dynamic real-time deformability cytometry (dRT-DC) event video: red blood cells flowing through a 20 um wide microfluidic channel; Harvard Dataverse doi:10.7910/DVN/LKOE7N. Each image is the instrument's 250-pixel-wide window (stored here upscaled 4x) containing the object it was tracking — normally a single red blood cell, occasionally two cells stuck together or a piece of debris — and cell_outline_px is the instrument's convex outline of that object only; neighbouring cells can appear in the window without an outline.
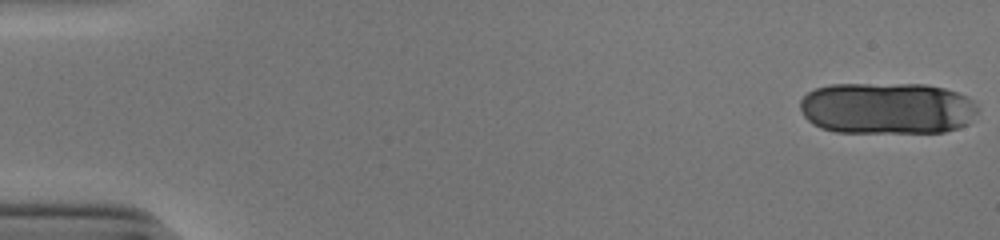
{"species": "human", "species_latin": "Homo sapiens", "temperature_condition": "cold", "stored_images_in_passage": 17, "camera_frame_rate_fps": 3000, "um_per_image_px": 0.085, "donor": {"sex": "male"}, "frame": {"image": 1, "passage_image": 1, "time_ms": 0.0, "image_size_px": [1000, 240], "cell_outline_px": [[980, 108], [968, 124], [944, 132], [836, 132], [820, 128], [812, 124], [804, 116], [800, 108], [800, 100], [808, 92], [816, 88], [832, 84], [928, 84], [944, 88], [968, 96]], "centroid_in_image_um": [75.41, 9.2], "position_along_channel_um": 9.6, "area_um2": 54.04}}